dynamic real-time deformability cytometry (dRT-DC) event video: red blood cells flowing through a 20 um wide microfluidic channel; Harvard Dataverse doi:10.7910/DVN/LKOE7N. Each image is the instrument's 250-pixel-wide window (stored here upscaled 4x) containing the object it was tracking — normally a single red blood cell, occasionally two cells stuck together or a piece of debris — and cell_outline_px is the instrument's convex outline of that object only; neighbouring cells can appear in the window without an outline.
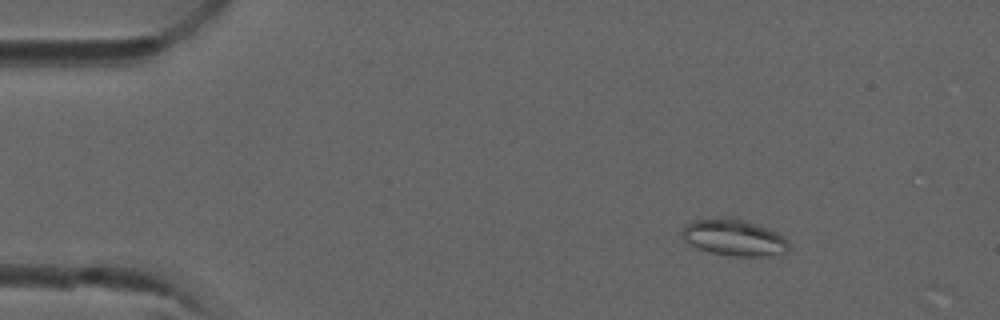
{"species": "common noctule bat (a hibernating species)", "species_latin": "Nyctalus noctula", "temperature_condition": "room temperature", "stored_images_in_passage": 8, "camera_frame_rate_fps": 3000, "um_per_image_px": 0.085, "animal": {"sex": "male", "forearm_length_mm": 52.5}, "frame": {"image": 1, "passage_image": 2, "time_ms": 0.333, "image_size_px": [1000, 320], "cell_outline_px": [[792, 248], [788, 252], [768, 256], [728, 256], [708, 252], [696, 248], [688, 244], [684, 240], [680, 232], [684, 224], [692, 220], [728, 216], [736, 216], [768, 228], [776, 232], [788, 240]], "centroid_in_image_um": [62.37, 20.18], "position_along_channel_um": 22.6, "area_um2": 23.58}}
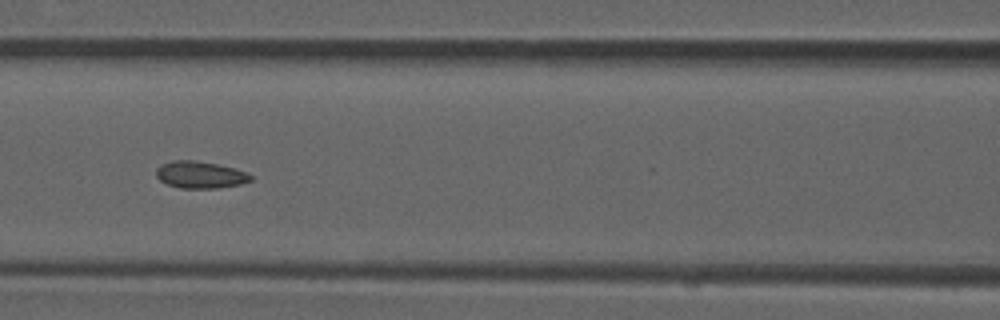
{"frame": {"image": 2, "passage_image": 6, "time_ms": 1.667, "image_size_px": [1000, 320], "cell_outline_px": [[252, 180], [240, 184], [220, 188], [180, 188], [168, 184], [160, 180], [156, 176], [156, 168], [172, 160], [196, 160], [236, 168], [248, 172], [252, 176]], "centroid_in_image_um": [17.05, 14.85], "position_along_channel_um": 149.6, "area_um2": 14.91}}
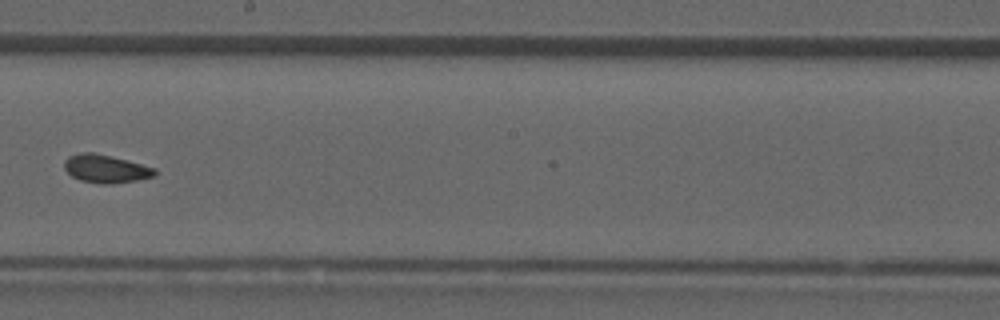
{"frame": {"image": 3, "passage_image": 8, "time_ms": 2.333, "image_size_px": [1000, 320], "cell_outline_px": [[156, 176], [136, 180], [112, 184], [100, 184], [80, 180], [72, 176], [64, 168], [64, 160], [68, 156], [80, 152], [92, 152], [112, 156], [156, 168]], "centroid_in_image_um": [8.98, 14.34], "position_along_channel_um": 239.2, "area_um2": 14.91}}